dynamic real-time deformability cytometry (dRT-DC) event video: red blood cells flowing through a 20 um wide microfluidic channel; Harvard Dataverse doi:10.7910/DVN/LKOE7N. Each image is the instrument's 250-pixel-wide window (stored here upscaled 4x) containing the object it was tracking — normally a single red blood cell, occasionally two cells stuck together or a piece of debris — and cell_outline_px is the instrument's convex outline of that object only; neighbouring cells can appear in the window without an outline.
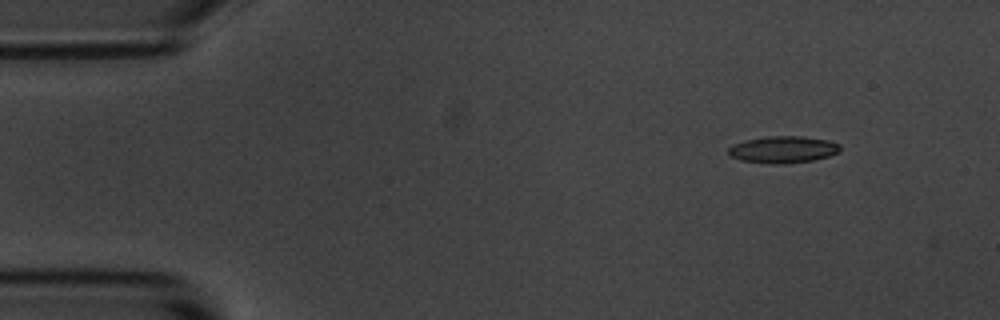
{"species": "common noctule bat (a hibernating species)", "species_latin": "Nyctalus noctula", "temperature_condition": "room temperature", "stored_images_in_passage": 5, "camera_frame_rate_fps": 3000, "um_per_image_px": 0.085, "animal": {"sex": "male", "body_mass_g": 20.1, "forearm_length_mm": 53.5}, "frame": {"image": 1, "passage_image": 1, "time_ms": 0.0, "image_size_px": [1000, 320], "cell_outline_px": [[840, 152], [828, 156], [812, 160], [784, 164], [772, 164], [740, 160], [728, 156], [728, 148], [732, 144], [744, 140], [768, 136], [800, 136], [828, 140], [840, 144]], "centroid_in_image_um": [66.52, 12.71], "position_along_channel_um": 18.5, "area_um2": 17.63}}
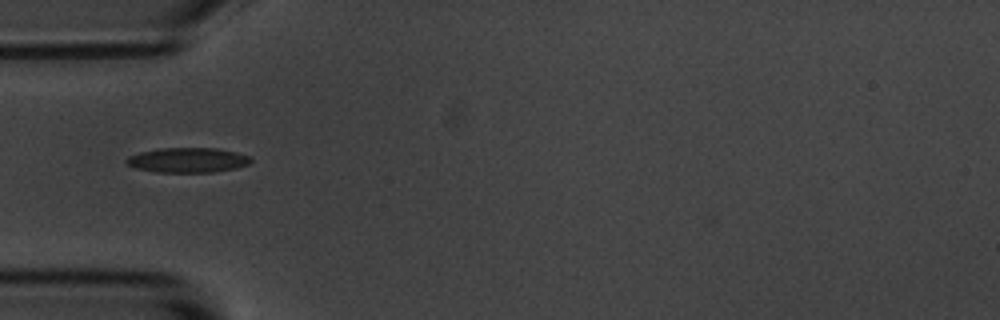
{"frame": {"image": 2, "passage_image": 4, "time_ms": 3.667, "image_size_px": [1000, 320], "cell_outline_px": [[252, 160], [248, 164], [236, 168], [212, 172], [156, 172], [136, 168], [128, 164], [124, 160], [128, 156], [140, 152], [156, 148], [216, 148], [236, 152], [248, 156]], "centroid_in_image_um": [15.92, 13.6], "position_along_channel_um": 69.1, "area_um2": 17.98}}